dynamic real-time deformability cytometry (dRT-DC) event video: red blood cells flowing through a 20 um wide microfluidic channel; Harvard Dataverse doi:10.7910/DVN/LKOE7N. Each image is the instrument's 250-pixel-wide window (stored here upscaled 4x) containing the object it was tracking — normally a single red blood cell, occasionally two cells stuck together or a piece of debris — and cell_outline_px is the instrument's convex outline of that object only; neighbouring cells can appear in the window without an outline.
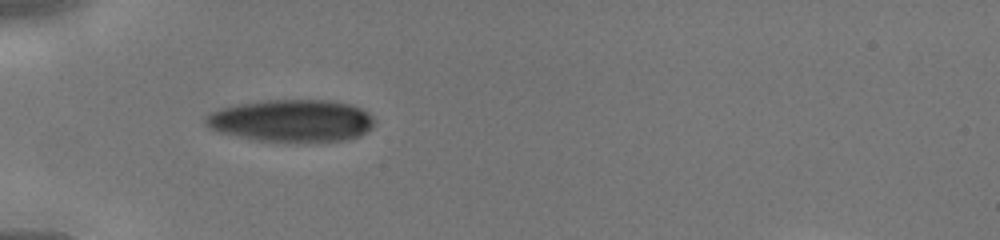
{"species": "human", "species_latin": "Homo sapiens", "temperature_condition": "cold", "stored_images_in_passage": 28, "camera_frame_rate_fps": 3000, "um_per_image_px": 0.085, "donor": {"sex": "male"}, "frame": {"image": 1, "passage_image": 1, "time_ms": 0.0, "image_size_px": [1000, 240], "cell_outline_px": [[376, 124], [372, 128], [360, 136], [348, 140], [256, 140], [220, 132], [208, 128], [204, 124], [204, 116], [208, 112], [220, 108], [240, 104], [268, 100], [328, 100], [348, 104], [360, 108], [368, 112], [376, 120]], "centroid_in_image_um": [24.78, 10.24], "position_along_channel_um": 60.2, "area_um2": 41.27}}
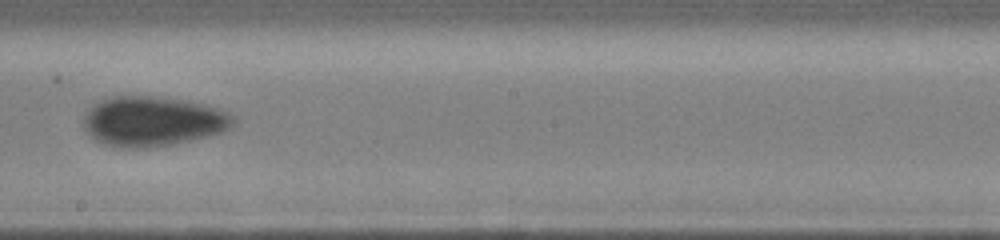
{"frame": {"image": 2, "passage_image": 13, "time_ms": 4.0, "image_size_px": [1000, 240], "cell_outline_px": [[236, 120], [228, 128], [220, 132], [192, 140], [176, 144], [144, 148], [120, 148], [100, 144], [84, 128], [84, 112], [100, 100], [112, 96], [160, 96], [188, 100], [204, 104], [228, 112]], "centroid_in_image_um": [12.95, 10.31], "position_along_channel_um": 235.3, "area_um2": 43.75}}
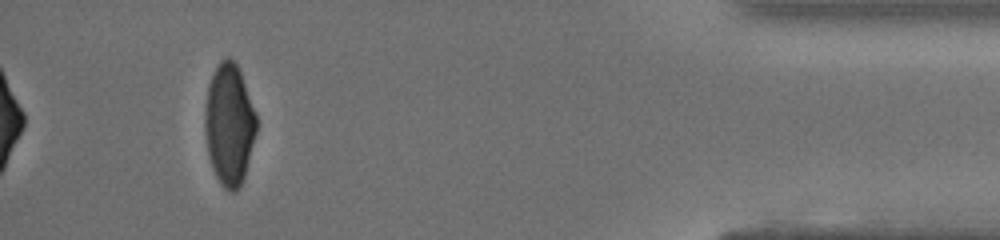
{"frame": {"image": 3, "passage_image": 28, "time_ms": 9.0, "image_size_px": [1000, 240], "cell_outline_px": [[256, 132], [244, 176], [236, 192], [228, 192], [220, 184], [212, 168], [208, 156], [204, 128], [204, 112], [208, 84], [220, 60], [224, 56], [228, 56], [236, 64], [240, 72], [256, 112]], "centroid_in_image_um": [19.46, 10.58], "position_along_channel_um": 415.7, "area_um2": 36.47}}